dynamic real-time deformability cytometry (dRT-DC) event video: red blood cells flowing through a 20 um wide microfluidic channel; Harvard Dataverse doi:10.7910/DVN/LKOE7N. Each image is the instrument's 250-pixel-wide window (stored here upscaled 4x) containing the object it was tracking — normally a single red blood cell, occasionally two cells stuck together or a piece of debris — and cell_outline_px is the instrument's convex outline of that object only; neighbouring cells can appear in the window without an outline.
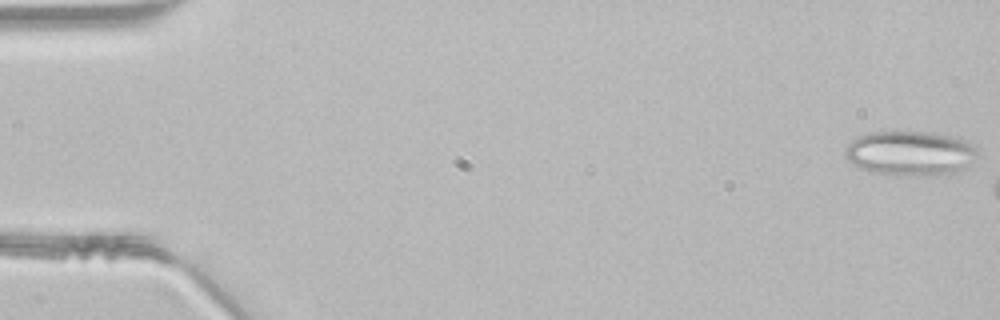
{"species": "common noctule bat (a hibernating species)", "species_latin": "Nyctalus noctula", "temperature_condition": "room temperature", "stored_images_in_passage": 7, "camera_frame_rate_fps": 3000, "um_per_image_px": 0.085, "animal": {"sex": "male", "body_mass_g": 21.5, "forearm_length_mm": 52.0}, "frame": {"image": 1, "passage_image": 1, "time_ms": 0.0, "image_size_px": [1000, 320], "cell_outline_px": [[980, 152], [968, 168], [960, 172], [916, 176], [908, 176], [872, 172], [860, 168], [848, 160], [844, 156], [844, 148], [856, 136], [868, 132], [932, 132], [952, 136], [976, 144], [980, 148]], "centroid_in_image_um": [77.42, 13.02], "position_along_channel_um": 7.6, "area_um2": 35.14}}